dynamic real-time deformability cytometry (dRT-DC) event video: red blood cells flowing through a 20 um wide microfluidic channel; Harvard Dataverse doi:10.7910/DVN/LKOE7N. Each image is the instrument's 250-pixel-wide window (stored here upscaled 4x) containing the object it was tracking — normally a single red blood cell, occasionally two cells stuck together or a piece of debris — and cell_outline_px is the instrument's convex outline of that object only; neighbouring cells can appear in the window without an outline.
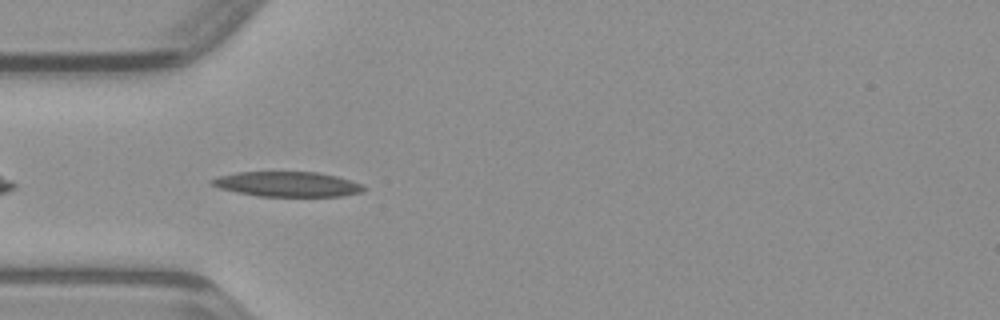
{"species": "common noctule bat (a hibernating species)", "species_latin": "Nyctalus noctula", "temperature_condition": "warm", "stored_images_in_passage": 33, "camera_frame_rate_fps": 3000, "um_per_image_px": 0.085, "animal": {"sex": "male", "body_mass_g": 23.1, "forearm_length_mm": 52.7}, "frame": {"image": 1, "passage_image": 2, "time_ms": 0.333, "image_size_px": [1000, 320], "cell_outline_px": [[368, 188], [364, 192], [340, 196], [260, 196], [220, 188], [212, 184], [208, 180], [220, 176], [236, 172], [316, 172], [336, 176], [364, 184]], "centroid_in_image_um": [24.5, 15.65], "position_along_channel_um": 60.5, "area_um2": 22.02}}
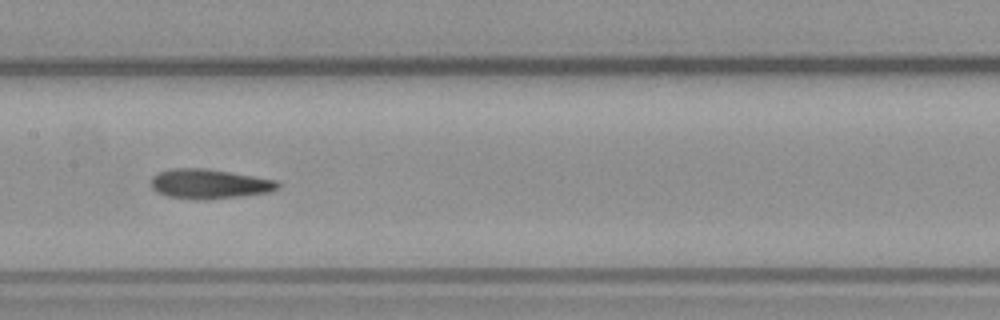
{"frame": {"image": 2, "passage_image": 11, "time_ms": 3.333, "image_size_px": [1000, 320], "cell_outline_px": [[280, 188], [272, 192], [244, 196], [200, 200], [196, 200], [168, 196], [156, 192], [152, 188], [152, 176], [156, 172], [172, 168], [208, 168], [280, 180]], "centroid_in_image_um": [17.85, 15.62], "position_along_channel_um": 189.6, "area_um2": 22.43}}
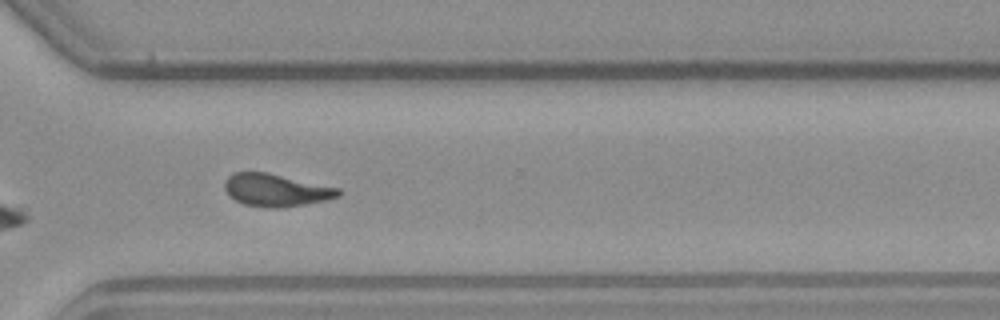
{"frame": {"image": 3, "passage_image": 22, "time_ms": 7.0, "image_size_px": [1000, 320], "cell_outline_px": [[344, 192], [340, 196], [324, 200], [304, 204], [280, 208], [268, 208], [244, 204], [228, 196], [224, 188], [224, 184], [228, 176], [236, 172], [268, 172], [340, 188]], "centroid_in_image_um": [23.47, 16.16], "position_along_channel_um": 347.1, "area_um2": 21.68}}